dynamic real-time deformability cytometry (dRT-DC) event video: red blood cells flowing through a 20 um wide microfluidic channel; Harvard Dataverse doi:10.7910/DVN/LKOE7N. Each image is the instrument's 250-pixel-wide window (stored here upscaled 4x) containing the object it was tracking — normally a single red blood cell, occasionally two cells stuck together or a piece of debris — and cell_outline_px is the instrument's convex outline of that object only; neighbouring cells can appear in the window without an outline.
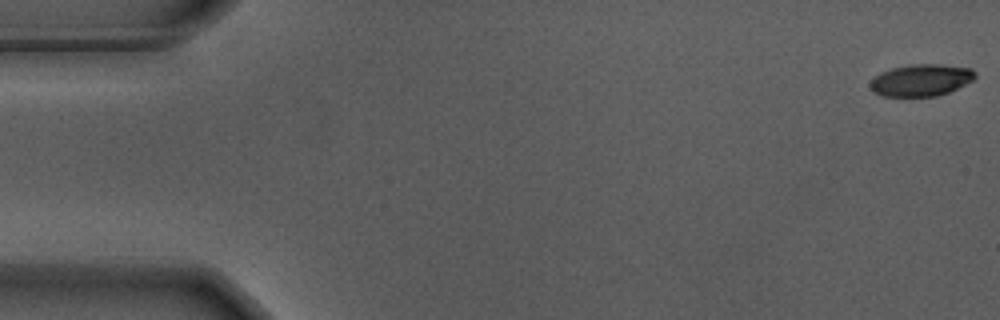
{"species": "Egyptian fruit bat (a non-hibernating species)", "species_latin": "Rousettus aegyptiacus", "temperature_condition": "warm", "stored_images_in_passage": 56, "camera_frame_rate_fps": 3000, "um_per_image_px": 0.085, "animal": {"sex": "male"}, "frame": {"image": 1, "passage_image": 1, "time_ms": 0.0, "image_size_px": [1000, 320], "cell_outline_px": [[976, 76], [972, 80], [948, 92], [936, 96], [880, 96], [872, 92], [868, 84], [880, 72], [892, 68], [912, 64], [936, 64], [972, 68], [976, 72]], "centroid_in_image_um": [78.25, 6.81], "position_along_channel_um": 6.7, "area_um2": 19.48}}
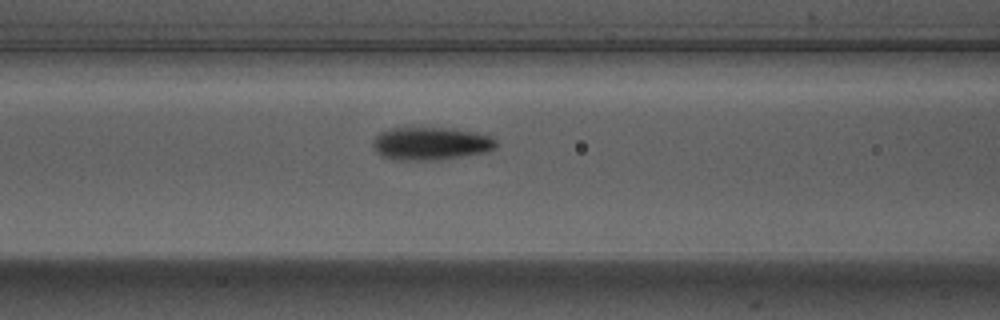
{"frame": {"image": 2, "passage_image": 23, "time_ms": 7.333, "image_size_px": [1000, 320], "cell_outline_px": [[496, 148], [488, 152], [436, 160], [400, 160], [384, 156], [376, 152], [372, 144], [372, 140], [380, 132], [392, 128], [452, 128], [476, 132], [492, 136], [496, 140]], "centroid_in_image_um": [36.65, 12.2], "position_along_channel_um": 130.0, "area_um2": 23.7}}
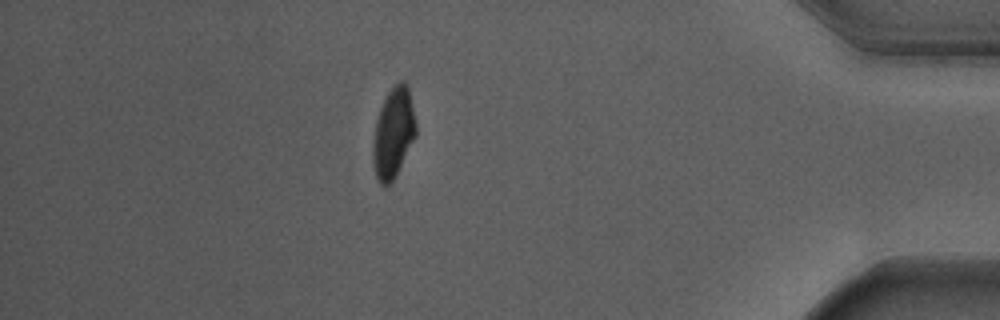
{"frame": {"image": 3, "passage_image": 49, "time_ms": 16.0, "image_size_px": [1000, 320], "cell_outline_px": [[416, 136], [392, 180], [388, 184], [380, 184], [376, 176], [372, 160], [372, 144], [376, 120], [380, 108], [388, 92], [400, 80], [404, 80], [408, 88], [416, 120]], "centroid_in_image_um": [33.42, 11.27], "position_along_channel_um": 401.8, "area_um2": 22.25}, "authors_computed_cell_mechanics": {"area_um2": 22.4842, "velocity_mm_per_s": 3.6844, "shape_relaxation_time_tau1_ms": 2.5444, "shape_relaxation_time_tau2_ms": 1.2527, "deformation_change_tau1": 0.1879, "deformation_change_tau2": 0.0685}}